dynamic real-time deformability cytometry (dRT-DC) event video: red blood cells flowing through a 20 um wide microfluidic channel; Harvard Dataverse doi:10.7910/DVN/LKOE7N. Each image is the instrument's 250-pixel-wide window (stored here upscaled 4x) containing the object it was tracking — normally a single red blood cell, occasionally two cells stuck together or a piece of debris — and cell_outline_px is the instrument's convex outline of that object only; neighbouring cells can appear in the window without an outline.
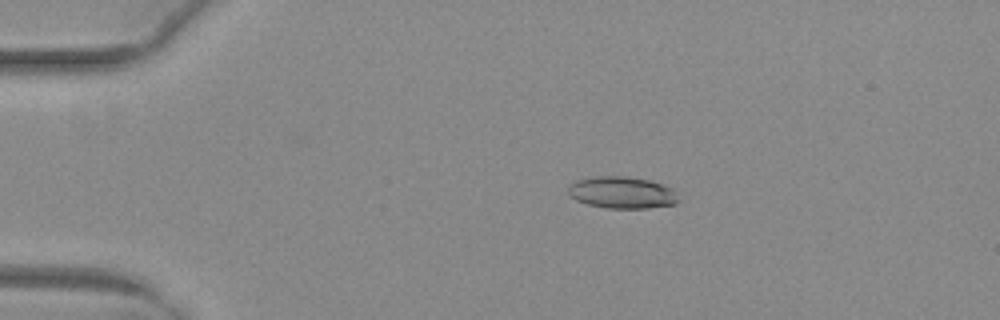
{"species": "common noctule bat (a hibernating species)", "species_latin": "Nyctalus noctula", "temperature_condition": "warm", "stored_images_in_passage": 41, "camera_frame_rate_fps": 3000, "um_per_image_px": 0.085, "animal": {"sex": "female", "body_mass_g": 29.2, "forearm_length_mm": 56.3}, "frame": {"image": 1, "passage_image": 2, "time_ms": 0.333, "image_size_px": [1000, 320], "cell_outline_px": [[680, 200], [676, 204], [648, 208], [604, 208], [588, 204], [576, 200], [568, 196], [568, 184], [576, 180], [592, 176], [628, 176], [652, 180], [672, 188], [676, 192]], "centroid_in_image_um": [52.86, 16.36], "position_along_channel_um": 32.1, "area_um2": 20.92}}
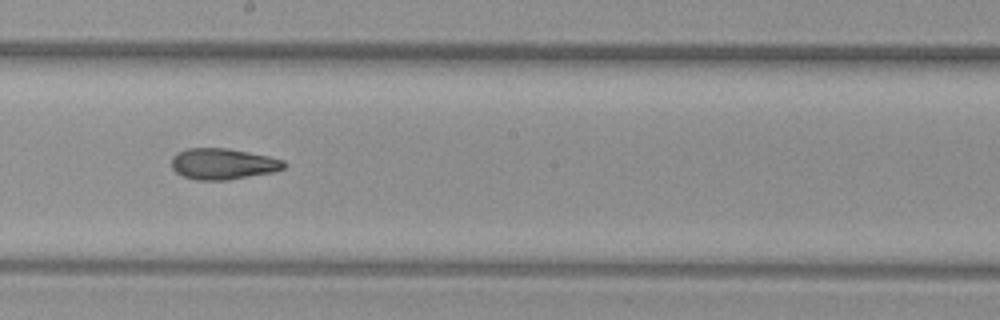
{"frame": {"image": 2, "passage_image": 21, "time_ms": 6.667, "image_size_px": [1000, 320], "cell_outline_px": [[288, 164], [284, 168], [272, 172], [228, 180], [196, 180], [184, 176], [176, 172], [172, 168], [172, 156], [176, 152], [188, 148], [228, 148], [268, 156], [284, 160]], "centroid_in_image_um": [18.95, 13.92], "position_along_channel_um": 229.3, "area_um2": 20.4}}
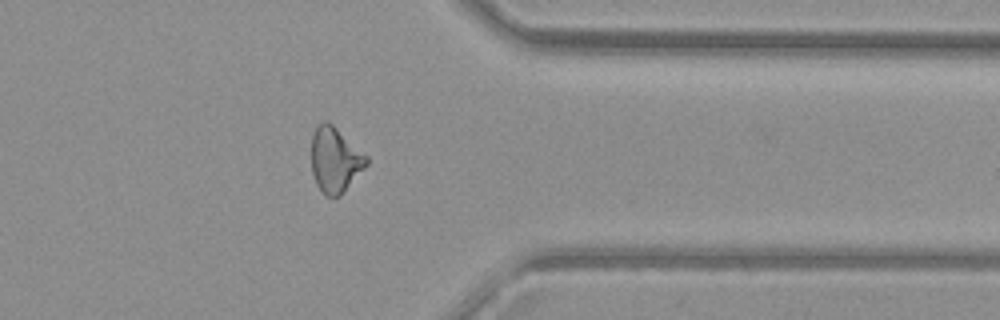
{"frame": {"image": 3, "passage_image": 33, "time_ms": 10.667, "image_size_px": [1000, 320], "cell_outline_px": [[368, 164], [340, 196], [324, 196], [320, 192], [316, 184], [312, 172], [312, 136], [316, 128], [324, 120], [328, 120], [368, 156]], "centroid_in_image_um": [28.48, 13.6], "position_along_channel_um": 382.9, "area_um2": 20.92}, "authors_computed_cell_mechanics": {"area_um2": 20.4034, "velocity_mm_per_s": 4.057, "shape_relaxation_time_tau1_ms": null, "shape_relaxation_time_tau2_ms": 2.8074, "deformation_change_tau1": null, "deformation_change_tau2": 0.1185}}